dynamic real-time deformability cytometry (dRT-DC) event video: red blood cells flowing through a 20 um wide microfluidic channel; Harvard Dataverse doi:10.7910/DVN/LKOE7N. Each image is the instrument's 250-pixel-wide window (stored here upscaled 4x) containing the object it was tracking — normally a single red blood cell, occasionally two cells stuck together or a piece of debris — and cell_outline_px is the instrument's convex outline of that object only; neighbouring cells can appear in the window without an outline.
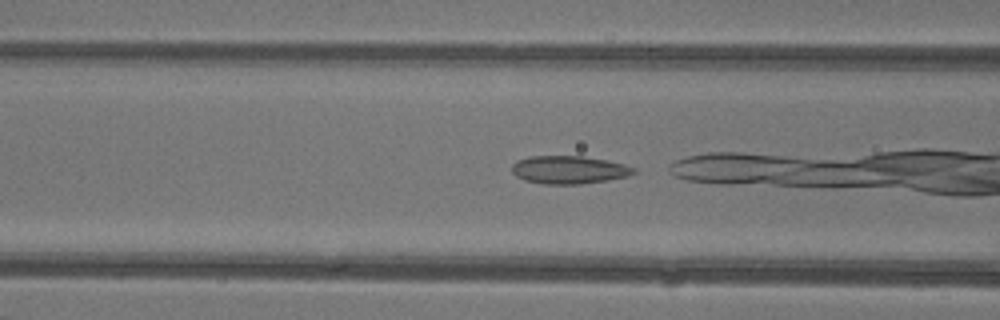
{"species": "common noctule bat (a hibernating species)", "species_latin": "Nyctalus noctula", "temperature_condition": "warm", "stored_images_in_passage": 35, "camera_frame_rate_fps": 3000, "um_per_image_px": 0.085, "animal": {"sex": "female"}, "frame": {"image": 1, "passage_image": 17, "time_ms": 5.333, "image_size_px": [1000, 320], "cell_outline_px": [[636, 172], [628, 176], [608, 180], [580, 184], [544, 184], [524, 180], [516, 176], [512, 172], [512, 164], [516, 160], [528, 156], [584, 156], [608, 160], [624, 164], [636, 168]], "centroid_in_image_um": [48.36, 14.42], "position_along_channel_um": 118.2, "area_um2": 20.06}}
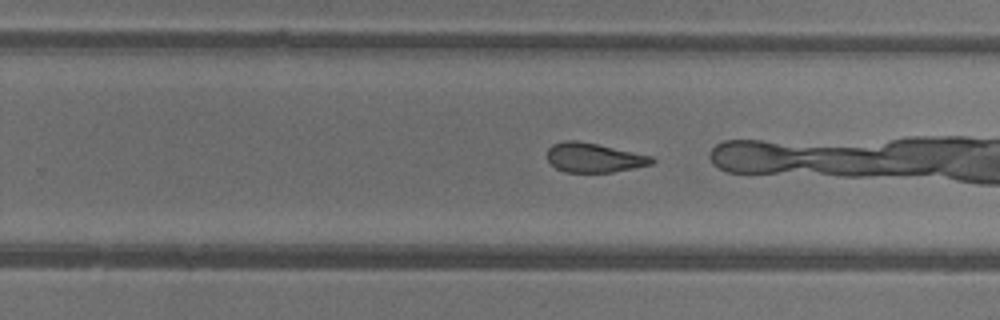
{"frame": {"image": 2, "passage_image": 28, "time_ms": 9.0, "image_size_px": [1000, 320], "cell_outline_px": [[656, 160], [652, 164], [612, 172], [564, 172], [556, 168], [548, 160], [548, 148], [552, 144], [564, 140], [576, 140], [596, 144], [652, 156]], "centroid_in_image_um": [50.47, 13.4], "position_along_channel_um": 279.3, "area_um2": 17.74}}
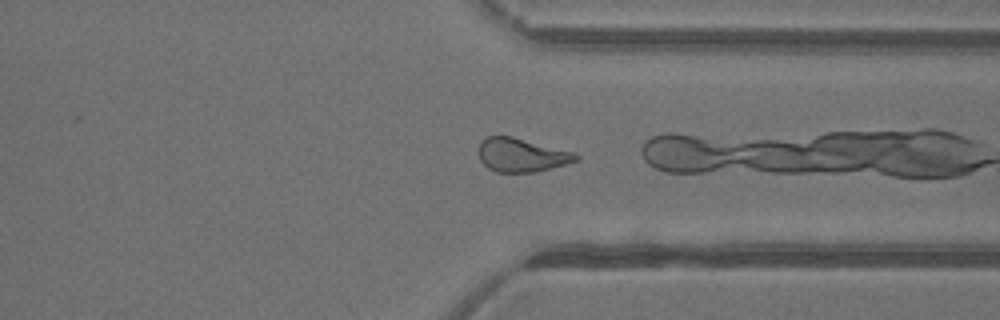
{"frame": {"image": 3, "passage_image": 34, "time_ms": 11.0, "image_size_px": [1000, 320], "cell_outline_px": [[580, 160], [568, 164], [536, 172], [496, 172], [488, 168], [480, 160], [480, 140], [488, 136], [512, 136], [572, 152], [580, 156]], "centroid_in_image_um": [44.35, 13.19], "position_along_channel_um": 367.0, "area_um2": 19.02}}